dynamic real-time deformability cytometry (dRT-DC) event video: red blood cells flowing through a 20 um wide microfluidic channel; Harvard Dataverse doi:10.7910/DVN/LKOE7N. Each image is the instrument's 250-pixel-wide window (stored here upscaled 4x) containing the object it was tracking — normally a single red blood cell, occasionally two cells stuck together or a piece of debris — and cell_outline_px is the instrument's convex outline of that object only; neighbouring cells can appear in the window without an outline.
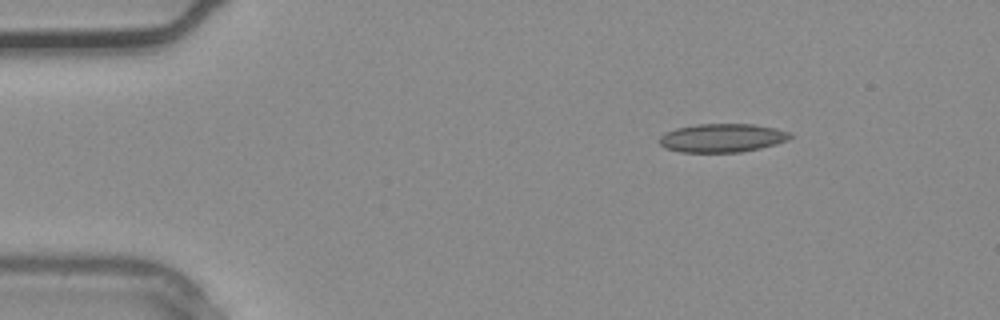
{"species": "common noctule bat (a hibernating species)", "species_latin": "Nyctalus noctula", "temperature_condition": "warm", "stored_images_in_passage": 2, "camera_frame_rate_fps": 3000, "um_per_image_px": 0.085, "animal": {"sex": "male", "body_mass_g": 20.4}, "frame": {"image": 1, "passage_image": 1, "time_ms": 0.0, "image_size_px": [1000, 320], "cell_outline_px": [[792, 136], [788, 140], [776, 144], [760, 148], [740, 152], [680, 152], [664, 148], [660, 144], [660, 136], [664, 132], [676, 128], [696, 124], [752, 124], [776, 128], [788, 132]], "centroid_in_image_um": [61.36, 11.72], "position_along_channel_um": 23.6, "area_um2": 21.79}}